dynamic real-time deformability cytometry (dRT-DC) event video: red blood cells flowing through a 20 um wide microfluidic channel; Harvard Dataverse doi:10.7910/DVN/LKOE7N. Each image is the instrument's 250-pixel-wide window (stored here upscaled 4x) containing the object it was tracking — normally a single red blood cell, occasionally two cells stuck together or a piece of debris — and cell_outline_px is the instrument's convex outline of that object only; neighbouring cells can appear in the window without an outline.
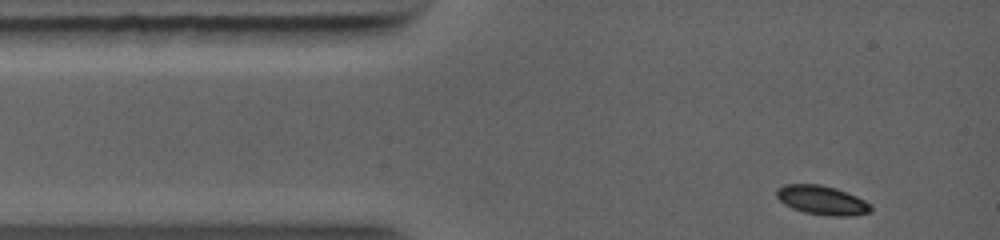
{"species": "common noctule bat (a hibernating species)", "species_latin": "Nyctalus noctula", "temperature_condition": "warm", "stored_images_in_passage": 54, "camera_frame_rate_fps": 5000, "um_per_image_px": 0.085, "animal": {"sex": "female", "body_mass_g": 19.0, "forearm_length_mm": 56.7}, "frame": {"image": 1, "passage_image": 1, "time_ms": 0.0, "image_size_px": [1000, 240], "cell_outline_px": [[872, 208], [868, 212], [848, 216], [828, 216], [804, 212], [792, 208], [784, 204], [776, 196], [776, 188], [784, 184], [820, 184], [836, 188], [856, 196], [872, 204]], "centroid_in_image_um": [69.84, 17.01], "position_along_channel_um": 15.2, "area_um2": 16.01}}
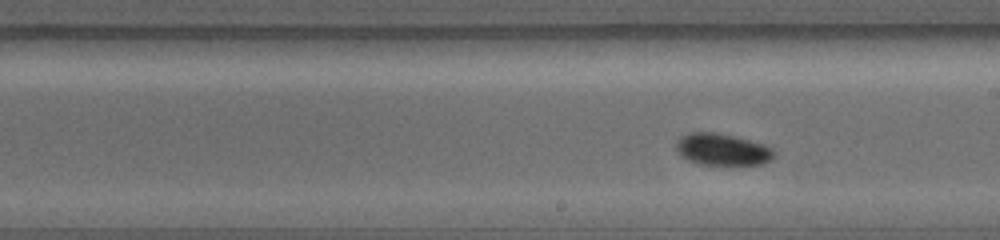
{"frame": {"image": 2, "passage_image": 31, "time_ms": 5.4, "image_size_px": [1000, 240], "cell_outline_px": [[776, 156], [764, 164], [700, 164], [688, 160], [676, 148], [676, 144], [680, 136], [688, 132], [716, 132], [764, 144], [772, 148], [776, 152]], "centroid_in_image_um": [61.43, 12.69], "position_along_channel_um": 227.6, "area_um2": 17.98}}
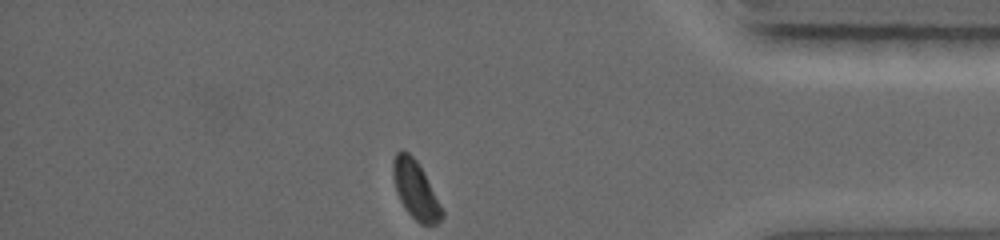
{"frame": {"image": 3, "passage_image": 54, "time_ms": 9.6, "image_size_px": [1000, 240], "cell_outline_px": [[444, 216], [436, 224], [420, 224], [408, 212], [400, 200], [396, 192], [392, 172], [392, 164], [396, 152], [400, 148], [404, 148], [416, 160], [424, 172], [444, 212]], "centroid_in_image_um": [35.3, 16.1], "position_along_channel_um": 399.9, "area_um2": 16.47}}